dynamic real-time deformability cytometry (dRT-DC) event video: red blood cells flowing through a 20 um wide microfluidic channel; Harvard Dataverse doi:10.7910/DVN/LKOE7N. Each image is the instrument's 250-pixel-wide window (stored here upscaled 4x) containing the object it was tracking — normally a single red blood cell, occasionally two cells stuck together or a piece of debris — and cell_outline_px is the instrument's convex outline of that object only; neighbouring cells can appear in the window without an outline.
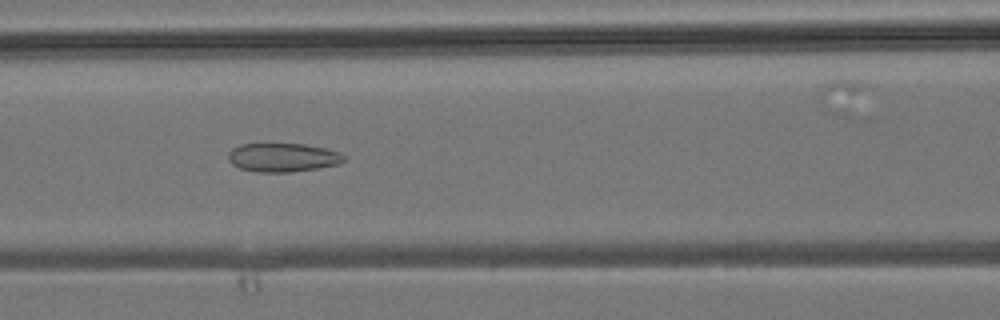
{"species": "common noctule bat (a hibernating species)", "species_latin": "Nyctalus noctula", "temperature_condition": "room temperature", "stored_images_in_passage": 32, "camera_frame_rate_fps": 3000, "um_per_image_px": 0.085, "animal": {"sex": "male", "body_mass_g": 19.2, "forearm_length_mm": 51.8}, "frame": {"image": 1, "passage_image": 6, "time_ms": 1.667, "image_size_px": [1000, 320], "cell_outline_px": [[348, 160], [340, 164], [292, 172], [256, 172], [240, 168], [232, 164], [228, 160], [228, 152], [232, 148], [240, 144], [304, 144], [324, 148], [340, 152]], "centroid_in_image_um": [24.04, 13.39], "position_along_channel_um": 142.6, "area_um2": 19.48}}
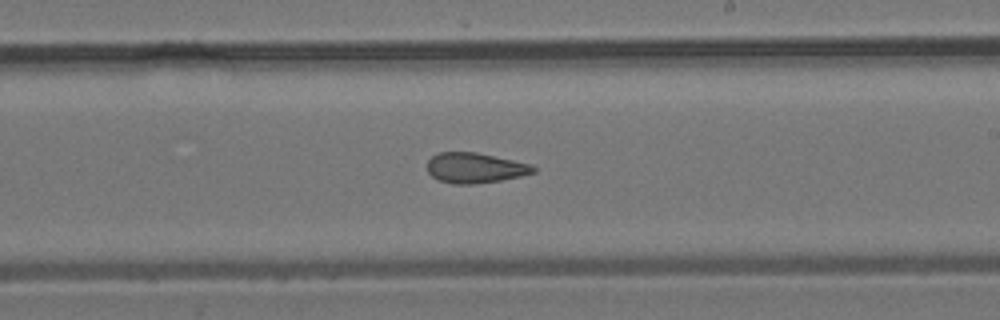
{"frame": {"image": 2, "passage_image": 13, "time_ms": 4.0, "image_size_px": [1000, 320], "cell_outline_px": [[536, 172], [520, 176], [500, 180], [472, 184], [452, 184], [440, 180], [432, 176], [428, 172], [428, 160], [432, 156], [440, 152], [476, 152], [532, 164], [536, 168]], "centroid_in_image_um": [40.39, 14.27], "position_along_channel_um": 248.6, "area_um2": 18.61}}
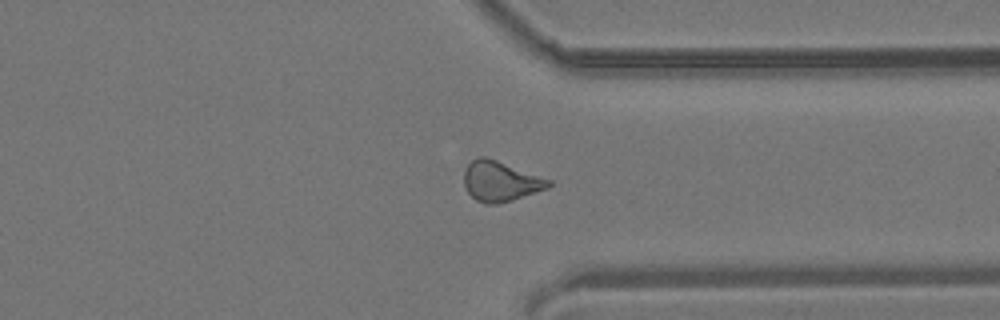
{"frame": {"image": 3, "passage_image": 21, "time_ms": 6.667, "image_size_px": [1000, 320], "cell_outline_px": [[552, 184], [548, 188], [512, 200], [496, 204], [488, 204], [476, 200], [468, 192], [464, 184], [464, 168], [476, 156], [484, 156], [496, 160], [552, 180]], "centroid_in_image_um": [42.53, 15.4], "position_along_channel_um": 368.9, "area_um2": 19.71}}